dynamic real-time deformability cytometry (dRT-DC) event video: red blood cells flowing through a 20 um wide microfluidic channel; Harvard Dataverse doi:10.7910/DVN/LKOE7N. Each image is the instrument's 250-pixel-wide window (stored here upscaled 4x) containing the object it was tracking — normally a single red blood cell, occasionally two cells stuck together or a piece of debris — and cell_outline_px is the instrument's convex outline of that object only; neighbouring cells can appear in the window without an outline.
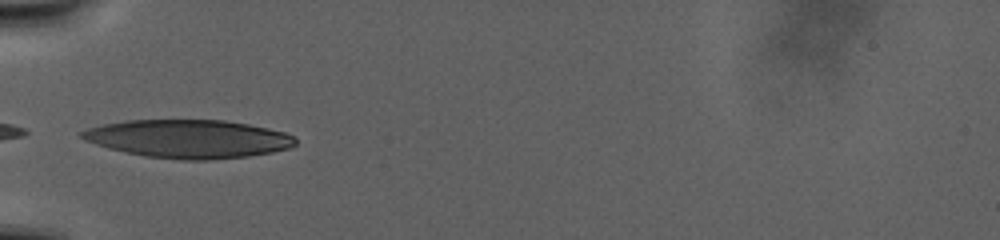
{"species": "human", "species_latin": "Homo sapiens", "temperature_condition": "warm", "stored_images_in_passage": 74, "camera_frame_rate_fps": 3000, "um_per_image_px": 0.085, "donor": {"sex": "male"}, "frame": {"image": 1, "passage_image": 1, "time_ms": 0.0, "image_size_px": [1000, 240], "cell_outline_px": [[296, 144], [288, 148], [272, 152], [248, 156], [208, 160], [180, 160], [144, 156], [108, 148], [84, 140], [80, 136], [80, 132], [88, 128], [104, 124], [124, 120], [224, 120], [248, 124], [268, 128], [284, 132], [296, 136]], "centroid_in_image_um": [16.02, 11.8], "position_along_channel_um": 69.0, "area_um2": 47.69}}
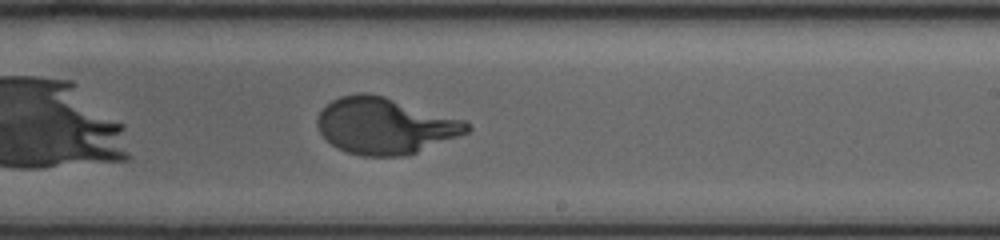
{"frame": {"image": 2, "passage_image": 32, "time_ms": 10.333, "image_size_px": [1000, 240], "cell_outline_px": [[472, 128], [468, 132], [416, 152], [404, 156], [364, 156], [348, 152], [336, 148], [320, 132], [316, 124], [316, 120], [320, 112], [332, 100], [340, 96], [356, 92], [368, 92], [384, 96], [464, 120]], "centroid_in_image_um": [32.69, 10.68], "position_along_channel_um": 256.3, "area_um2": 48.73}}
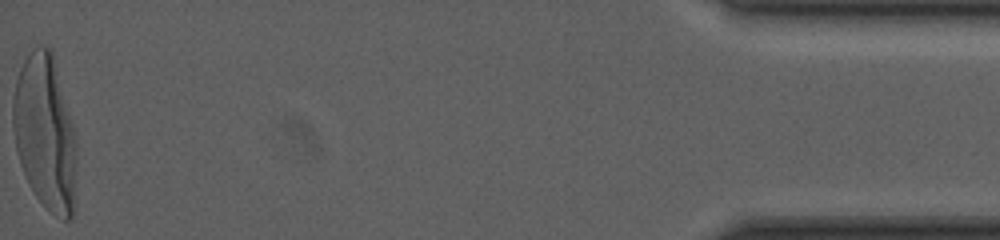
{"frame": {"image": 3, "passage_image": 74, "time_ms": 24.333, "image_size_px": [1000, 240], "cell_outline_px": [[76, 156], [72, 216], [68, 220], [64, 220], [48, 212], [44, 208], [36, 196], [20, 164], [16, 152], [12, 124], [12, 100], [16, 80], [20, 68], [28, 52], [36, 44], [40, 44], [52, 48], [72, 124], [76, 140]], "centroid_in_image_um": [3.81, 11.22], "position_along_channel_um": 431.4, "area_um2": 57.63}}